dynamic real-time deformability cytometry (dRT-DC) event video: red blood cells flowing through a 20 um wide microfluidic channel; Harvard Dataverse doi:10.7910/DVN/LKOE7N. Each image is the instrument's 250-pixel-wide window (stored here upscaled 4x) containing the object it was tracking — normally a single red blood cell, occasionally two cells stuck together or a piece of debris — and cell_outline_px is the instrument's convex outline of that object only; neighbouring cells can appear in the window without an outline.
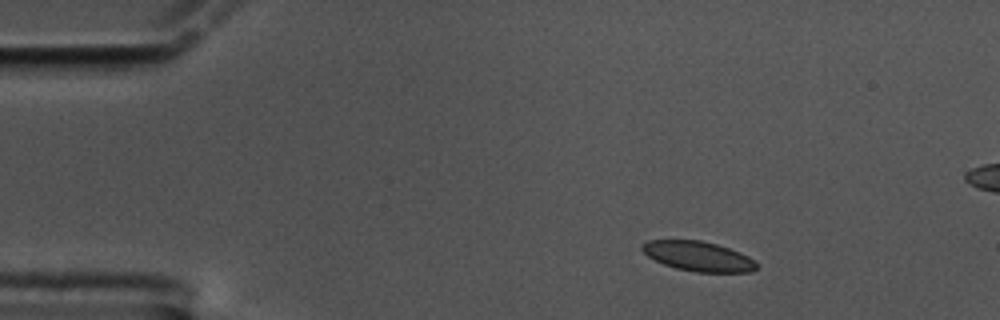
{"species": "common noctule bat (a hibernating species)", "species_latin": "Nyctalus noctula", "temperature_condition": "cold", "stored_images_in_passage": 53, "segment_of_instrument_passage": [1, 2], "camera_frame_rate_fps": 3000, "um_per_image_px": 0.085, "animal": {"sex": "male", "body_mass_g": 17.5, "forearm_length_mm": 52.3}, "frame": {"image": 1, "passage_image": 1, "time_ms": 0.0, "image_size_px": [1000, 320], "cell_outline_px": [[760, 264], [752, 272], [696, 272], [676, 268], [664, 264], [648, 256], [640, 248], [640, 244], [648, 240], [700, 240], [716, 244], [740, 252], [756, 260]], "centroid_in_image_um": [59.37, 21.78], "position_along_channel_um": 25.6, "area_um2": 19.94}}
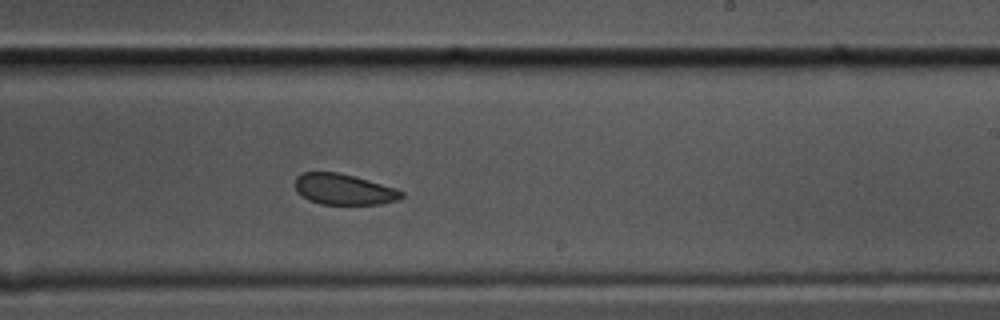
{"frame": {"image": 2, "passage_image": 28, "time_ms": 9.0, "image_size_px": [1000, 320], "cell_outline_px": [[404, 196], [396, 200], [380, 204], [320, 204], [308, 200], [296, 192], [296, 176], [304, 172], [336, 172], [368, 180], [396, 188], [404, 192]], "centroid_in_image_um": [29.21, 16.1], "position_along_channel_um": 259.8, "area_um2": 19.02}}
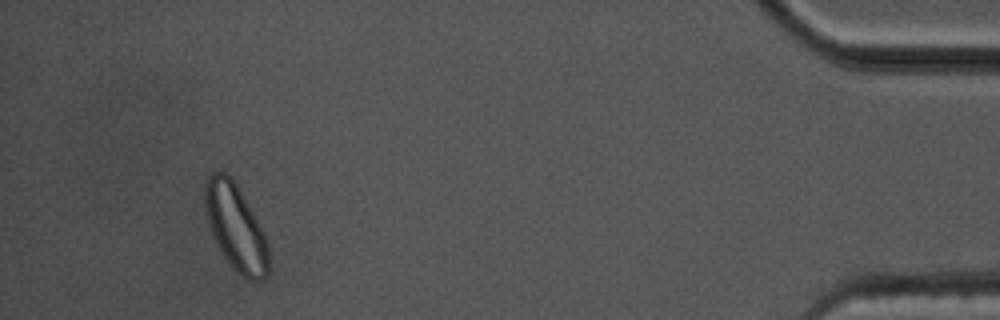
{"frame": {"image": 3, "passage_image": 48, "time_ms": 15.667, "image_size_px": [1000, 320], "cell_outline_px": [[268, 276], [264, 280], [248, 280], [224, 256], [212, 232], [208, 220], [204, 204], [204, 184], [208, 176], [212, 172], [224, 172], [236, 184], [264, 232], [268, 248]], "centroid_in_image_um": [20.04, 19.3], "position_along_channel_um": 415.2, "area_um2": 31.1}}